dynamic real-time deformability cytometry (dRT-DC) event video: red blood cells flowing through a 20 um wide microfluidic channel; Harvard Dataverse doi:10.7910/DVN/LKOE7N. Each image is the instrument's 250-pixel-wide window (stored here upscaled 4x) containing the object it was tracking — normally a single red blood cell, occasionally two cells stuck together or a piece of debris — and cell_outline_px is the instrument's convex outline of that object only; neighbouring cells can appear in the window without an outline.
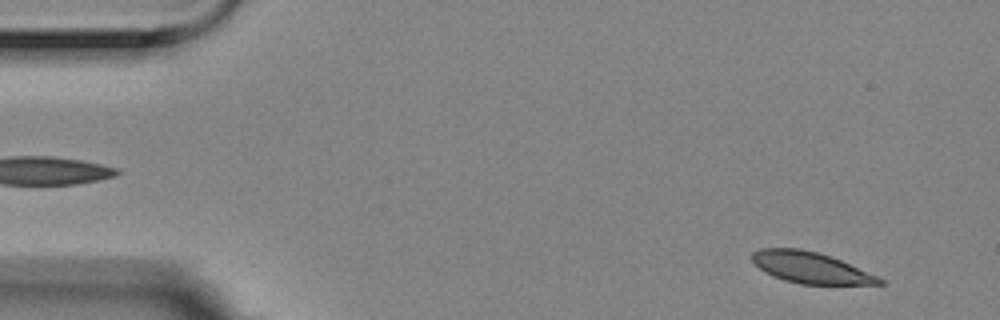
{"species": "Egyptian fruit bat (a non-hibernating species)", "species_latin": "Rousettus aegyptiacus", "temperature_condition": "room temperature", "stored_images_in_passage": 56, "camera_frame_rate_fps": 3000, "um_per_image_px": 0.085, "animal": {"sex": "female"}, "frame": {"image": 1, "passage_image": 4, "time_ms": 1.0, "image_size_px": [1000, 320], "cell_outline_px": [[884, 284], [800, 284], [784, 280], [772, 276], [764, 272], [752, 260], [752, 252], [760, 248], [800, 248], [816, 252], [840, 260], [876, 276], [884, 280]], "centroid_in_image_um": [68.84, 22.74], "position_along_channel_um": 16.2, "area_um2": 22.77}}
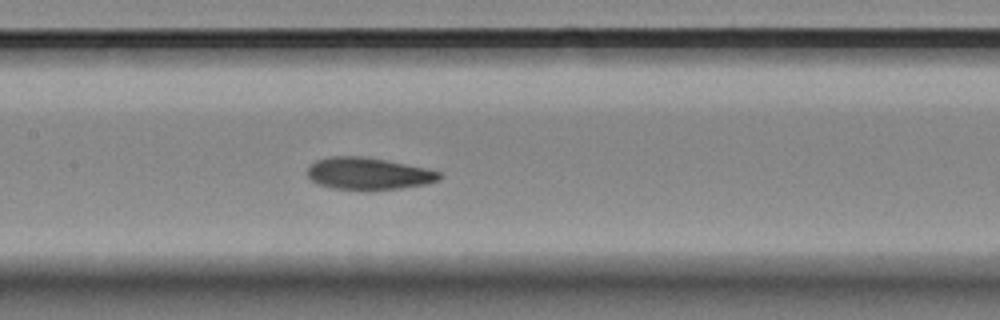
{"frame": {"image": 2, "passage_image": 26, "time_ms": 8.333, "image_size_px": [1000, 320], "cell_outline_px": [[444, 176], [440, 180], [424, 184], [400, 188], [368, 192], [332, 188], [316, 184], [308, 176], [308, 168], [316, 160], [332, 156], [360, 156], [388, 160], [424, 168], [440, 172]], "centroid_in_image_um": [31.31, 14.78], "position_along_channel_um": 176.1, "area_um2": 25.09}}
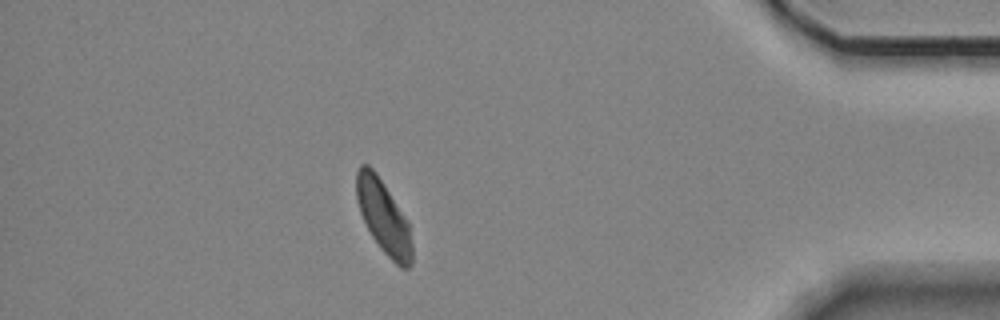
{"frame": {"image": 3, "passage_image": 49, "time_ms": 16.0, "image_size_px": [1000, 320], "cell_outline_px": [[412, 264], [408, 268], [400, 268], [380, 248], [372, 236], [360, 212], [356, 200], [356, 172], [360, 164], [368, 164], [376, 172], [408, 220], [412, 244]], "centroid_in_image_um": [32.6, 18.43], "position_along_channel_um": 402.6, "area_um2": 23.76}, "authors_computed_cell_mechanics": {"area_um2": 24.854, "velocity_mm_per_s": 3.5068, "shape_relaxation_time_tau1_ms": 2.9263, "shape_relaxation_time_tau2_ms": 1.3406, "deformation_change_tau1": 0.1145, "deformation_change_tau2": 0.0606}}